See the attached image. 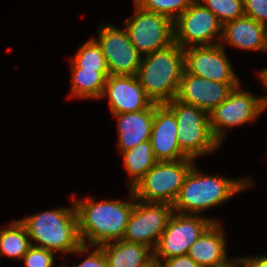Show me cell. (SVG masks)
Listing matches in <instances>:
<instances>
[{
  "label": "cell",
  "instance_id": "cell-1",
  "mask_svg": "<svg viewBox=\"0 0 267 267\" xmlns=\"http://www.w3.org/2000/svg\"><path fill=\"white\" fill-rule=\"evenodd\" d=\"M129 190L128 202H95L94 198L88 196L87 201L72 199L77 212L78 232L82 244H89L92 248L122 239L135 203L134 193L132 189Z\"/></svg>",
  "mask_w": 267,
  "mask_h": 267
},
{
  "label": "cell",
  "instance_id": "cell-2",
  "mask_svg": "<svg viewBox=\"0 0 267 267\" xmlns=\"http://www.w3.org/2000/svg\"><path fill=\"white\" fill-rule=\"evenodd\" d=\"M72 207H61L39 212L20 219L28 236L36 247L53 252L82 254L89 251V245L81 243L78 232V218L74 201Z\"/></svg>",
  "mask_w": 267,
  "mask_h": 267
},
{
  "label": "cell",
  "instance_id": "cell-3",
  "mask_svg": "<svg viewBox=\"0 0 267 267\" xmlns=\"http://www.w3.org/2000/svg\"><path fill=\"white\" fill-rule=\"evenodd\" d=\"M250 179L246 177L233 180L216 175H204L194 164L173 204V212L199 215L204 210L219 205L253 186L254 183Z\"/></svg>",
  "mask_w": 267,
  "mask_h": 267
},
{
  "label": "cell",
  "instance_id": "cell-4",
  "mask_svg": "<svg viewBox=\"0 0 267 267\" xmlns=\"http://www.w3.org/2000/svg\"><path fill=\"white\" fill-rule=\"evenodd\" d=\"M184 69V49L173 43L146 54L136 76L153 103L165 104L176 97Z\"/></svg>",
  "mask_w": 267,
  "mask_h": 267
},
{
  "label": "cell",
  "instance_id": "cell-5",
  "mask_svg": "<svg viewBox=\"0 0 267 267\" xmlns=\"http://www.w3.org/2000/svg\"><path fill=\"white\" fill-rule=\"evenodd\" d=\"M165 105L174 113L177 140L182 152L191 159L213 152L220 147L210 128L209 113L175 98Z\"/></svg>",
  "mask_w": 267,
  "mask_h": 267
},
{
  "label": "cell",
  "instance_id": "cell-6",
  "mask_svg": "<svg viewBox=\"0 0 267 267\" xmlns=\"http://www.w3.org/2000/svg\"><path fill=\"white\" fill-rule=\"evenodd\" d=\"M194 164L191 158L158 161L132 189L135 198L173 205Z\"/></svg>",
  "mask_w": 267,
  "mask_h": 267
},
{
  "label": "cell",
  "instance_id": "cell-7",
  "mask_svg": "<svg viewBox=\"0 0 267 267\" xmlns=\"http://www.w3.org/2000/svg\"><path fill=\"white\" fill-rule=\"evenodd\" d=\"M222 34L223 24L198 0H194L173 21V42L183 49L192 46L220 44ZM216 36L220 39L217 43L213 41Z\"/></svg>",
  "mask_w": 267,
  "mask_h": 267
},
{
  "label": "cell",
  "instance_id": "cell-8",
  "mask_svg": "<svg viewBox=\"0 0 267 267\" xmlns=\"http://www.w3.org/2000/svg\"><path fill=\"white\" fill-rule=\"evenodd\" d=\"M135 13L125 23L133 46L142 55L173 44V21L165 15L143 9L134 1Z\"/></svg>",
  "mask_w": 267,
  "mask_h": 267
},
{
  "label": "cell",
  "instance_id": "cell-9",
  "mask_svg": "<svg viewBox=\"0 0 267 267\" xmlns=\"http://www.w3.org/2000/svg\"><path fill=\"white\" fill-rule=\"evenodd\" d=\"M202 215L179 214L173 212L160 236L153 255L161 261L175 256L186 255L190 246L213 223Z\"/></svg>",
  "mask_w": 267,
  "mask_h": 267
},
{
  "label": "cell",
  "instance_id": "cell-10",
  "mask_svg": "<svg viewBox=\"0 0 267 267\" xmlns=\"http://www.w3.org/2000/svg\"><path fill=\"white\" fill-rule=\"evenodd\" d=\"M172 213V204L144 202L135 198L122 240L143 244L153 252Z\"/></svg>",
  "mask_w": 267,
  "mask_h": 267
},
{
  "label": "cell",
  "instance_id": "cell-11",
  "mask_svg": "<svg viewBox=\"0 0 267 267\" xmlns=\"http://www.w3.org/2000/svg\"><path fill=\"white\" fill-rule=\"evenodd\" d=\"M239 86L235 87L228 98L209 113L211 131L220 144L223 142L224 127L231 128L254 121L265 110L264 97L244 92Z\"/></svg>",
  "mask_w": 267,
  "mask_h": 267
},
{
  "label": "cell",
  "instance_id": "cell-12",
  "mask_svg": "<svg viewBox=\"0 0 267 267\" xmlns=\"http://www.w3.org/2000/svg\"><path fill=\"white\" fill-rule=\"evenodd\" d=\"M96 42L101 47L110 75H136L142 55L133 46L125 28L104 24Z\"/></svg>",
  "mask_w": 267,
  "mask_h": 267
},
{
  "label": "cell",
  "instance_id": "cell-13",
  "mask_svg": "<svg viewBox=\"0 0 267 267\" xmlns=\"http://www.w3.org/2000/svg\"><path fill=\"white\" fill-rule=\"evenodd\" d=\"M223 46L224 44L220 43L184 49L185 70L214 82L240 83Z\"/></svg>",
  "mask_w": 267,
  "mask_h": 267
},
{
  "label": "cell",
  "instance_id": "cell-14",
  "mask_svg": "<svg viewBox=\"0 0 267 267\" xmlns=\"http://www.w3.org/2000/svg\"><path fill=\"white\" fill-rule=\"evenodd\" d=\"M240 83H221L183 71L175 99L210 113L225 101Z\"/></svg>",
  "mask_w": 267,
  "mask_h": 267
},
{
  "label": "cell",
  "instance_id": "cell-15",
  "mask_svg": "<svg viewBox=\"0 0 267 267\" xmlns=\"http://www.w3.org/2000/svg\"><path fill=\"white\" fill-rule=\"evenodd\" d=\"M104 96L112 114L141 111L153 104L136 75H109L101 98Z\"/></svg>",
  "mask_w": 267,
  "mask_h": 267
},
{
  "label": "cell",
  "instance_id": "cell-16",
  "mask_svg": "<svg viewBox=\"0 0 267 267\" xmlns=\"http://www.w3.org/2000/svg\"><path fill=\"white\" fill-rule=\"evenodd\" d=\"M177 130L174 113L165 104L155 103L150 142L158 161H176L188 158L178 144Z\"/></svg>",
  "mask_w": 267,
  "mask_h": 267
},
{
  "label": "cell",
  "instance_id": "cell-17",
  "mask_svg": "<svg viewBox=\"0 0 267 267\" xmlns=\"http://www.w3.org/2000/svg\"><path fill=\"white\" fill-rule=\"evenodd\" d=\"M224 42L243 50L267 51V27L244 15L223 25Z\"/></svg>",
  "mask_w": 267,
  "mask_h": 267
},
{
  "label": "cell",
  "instance_id": "cell-18",
  "mask_svg": "<svg viewBox=\"0 0 267 267\" xmlns=\"http://www.w3.org/2000/svg\"><path fill=\"white\" fill-rule=\"evenodd\" d=\"M155 103L136 112L113 114L118 119V148L130 150L141 142L150 140L154 121Z\"/></svg>",
  "mask_w": 267,
  "mask_h": 267
},
{
  "label": "cell",
  "instance_id": "cell-19",
  "mask_svg": "<svg viewBox=\"0 0 267 267\" xmlns=\"http://www.w3.org/2000/svg\"><path fill=\"white\" fill-rule=\"evenodd\" d=\"M219 222H213L189 248L187 255L200 267H215L227 257L226 238Z\"/></svg>",
  "mask_w": 267,
  "mask_h": 267
},
{
  "label": "cell",
  "instance_id": "cell-20",
  "mask_svg": "<svg viewBox=\"0 0 267 267\" xmlns=\"http://www.w3.org/2000/svg\"><path fill=\"white\" fill-rule=\"evenodd\" d=\"M108 267H138L152 256L150 248L140 243L116 240L100 245Z\"/></svg>",
  "mask_w": 267,
  "mask_h": 267
},
{
  "label": "cell",
  "instance_id": "cell-21",
  "mask_svg": "<svg viewBox=\"0 0 267 267\" xmlns=\"http://www.w3.org/2000/svg\"><path fill=\"white\" fill-rule=\"evenodd\" d=\"M71 96L79 98H101L109 72L83 70L71 61Z\"/></svg>",
  "mask_w": 267,
  "mask_h": 267
},
{
  "label": "cell",
  "instance_id": "cell-22",
  "mask_svg": "<svg viewBox=\"0 0 267 267\" xmlns=\"http://www.w3.org/2000/svg\"><path fill=\"white\" fill-rule=\"evenodd\" d=\"M124 166L131 176L129 188L133 189L144 175L158 162L155 158L150 140L141 142L134 148L121 152Z\"/></svg>",
  "mask_w": 267,
  "mask_h": 267
},
{
  "label": "cell",
  "instance_id": "cell-23",
  "mask_svg": "<svg viewBox=\"0 0 267 267\" xmlns=\"http://www.w3.org/2000/svg\"><path fill=\"white\" fill-rule=\"evenodd\" d=\"M31 246L26 227L19 220L0 229V255L20 260Z\"/></svg>",
  "mask_w": 267,
  "mask_h": 267
},
{
  "label": "cell",
  "instance_id": "cell-24",
  "mask_svg": "<svg viewBox=\"0 0 267 267\" xmlns=\"http://www.w3.org/2000/svg\"><path fill=\"white\" fill-rule=\"evenodd\" d=\"M71 61L83 70L109 72L101 47L94 38L85 42Z\"/></svg>",
  "mask_w": 267,
  "mask_h": 267
},
{
  "label": "cell",
  "instance_id": "cell-25",
  "mask_svg": "<svg viewBox=\"0 0 267 267\" xmlns=\"http://www.w3.org/2000/svg\"><path fill=\"white\" fill-rule=\"evenodd\" d=\"M224 25L244 16L243 0H198Z\"/></svg>",
  "mask_w": 267,
  "mask_h": 267
},
{
  "label": "cell",
  "instance_id": "cell-26",
  "mask_svg": "<svg viewBox=\"0 0 267 267\" xmlns=\"http://www.w3.org/2000/svg\"><path fill=\"white\" fill-rule=\"evenodd\" d=\"M145 10L167 16L174 21L194 0H134Z\"/></svg>",
  "mask_w": 267,
  "mask_h": 267
},
{
  "label": "cell",
  "instance_id": "cell-27",
  "mask_svg": "<svg viewBox=\"0 0 267 267\" xmlns=\"http://www.w3.org/2000/svg\"><path fill=\"white\" fill-rule=\"evenodd\" d=\"M54 256L55 252L32 245L21 260L25 267H52Z\"/></svg>",
  "mask_w": 267,
  "mask_h": 267
},
{
  "label": "cell",
  "instance_id": "cell-28",
  "mask_svg": "<svg viewBox=\"0 0 267 267\" xmlns=\"http://www.w3.org/2000/svg\"><path fill=\"white\" fill-rule=\"evenodd\" d=\"M244 14L267 27V0H243Z\"/></svg>",
  "mask_w": 267,
  "mask_h": 267
},
{
  "label": "cell",
  "instance_id": "cell-29",
  "mask_svg": "<svg viewBox=\"0 0 267 267\" xmlns=\"http://www.w3.org/2000/svg\"><path fill=\"white\" fill-rule=\"evenodd\" d=\"M95 247V250L90 255H86V259L83 262L73 267H108L102 248L100 246Z\"/></svg>",
  "mask_w": 267,
  "mask_h": 267
},
{
  "label": "cell",
  "instance_id": "cell-30",
  "mask_svg": "<svg viewBox=\"0 0 267 267\" xmlns=\"http://www.w3.org/2000/svg\"><path fill=\"white\" fill-rule=\"evenodd\" d=\"M162 267H200L191 257L186 255L175 256L160 261Z\"/></svg>",
  "mask_w": 267,
  "mask_h": 267
},
{
  "label": "cell",
  "instance_id": "cell-31",
  "mask_svg": "<svg viewBox=\"0 0 267 267\" xmlns=\"http://www.w3.org/2000/svg\"><path fill=\"white\" fill-rule=\"evenodd\" d=\"M244 265L245 267H267V256H251L244 257Z\"/></svg>",
  "mask_w": 267,
  "mask_h": 267
},
{
  "label": "cell",
  "instance_id": "cell-32",
  "mask_svg": "<svg viewBox=\"0 0 267 267\" xmlns=\"http://www.w3.org/2000/svg\"><path fill=\"white\" fill-rule=\"evenodd\" d=\"M215 267H245V265L243 258L240 257V259L236 258L235 260L227 259L225 262L218 264Z\"/></svg>",
  "mask_w": 267,
  "mask_h": 267
},
{
  "label": "cell",
  "instance_id": "cell-33",
  "mask_svg": "<svg viewBox=\"0 0 267 267\" xmlns=\"http://www.w3.org/2000/svg\"><path fill=\"white\" fill-rule=\"evenodd\" d=\"M138 267H162L160 260H158L154 255L146 261L143 265Z\"/></svg>",
  "mask_w": 267,
  "mask_h": 267
},
{
  "label": "cell",
  "instance_id": "cell-34",
  "mask_svg": "<svg viewBox=\"0 0 267 267\" xmlns=\"http://www.w3.org/2000/svg\"><path fill=\"white\" fill-rule=\"evenodd\" d=\"M260 79L262 80L263 85L265 86L266 90H267V68H264L263 70H261L259 72ZM264 106L265 109L267 108V97H264Z\"/></svg>",
  "mask_w": 267,
  "mask_h": 267
}]
</instances>
